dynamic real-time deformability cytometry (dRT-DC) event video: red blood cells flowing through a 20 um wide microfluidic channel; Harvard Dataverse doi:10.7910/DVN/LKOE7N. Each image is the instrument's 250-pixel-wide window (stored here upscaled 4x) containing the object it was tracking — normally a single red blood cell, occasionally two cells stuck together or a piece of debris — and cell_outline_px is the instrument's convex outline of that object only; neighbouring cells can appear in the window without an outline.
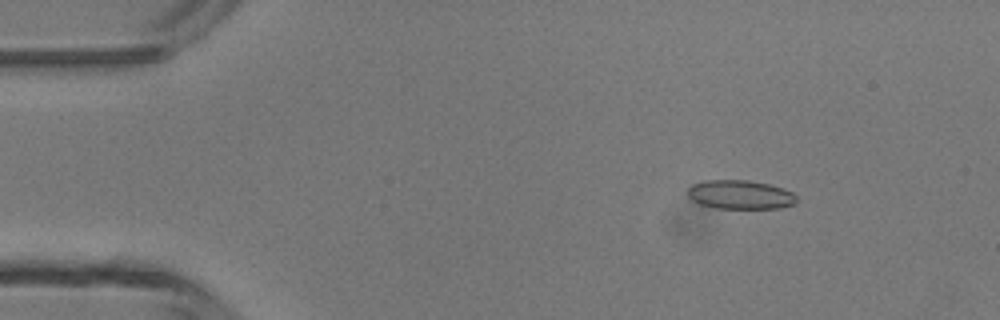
{"species": "common noctule bat (a hibernating species)", "species_latin": "Nyctalus noctula", "temperature_condition": "room temperature", "stored_images_in_passage": 4, "camera_frame_rate_fps": 3000, "um_per_image_px": 0.085, "animal": {"sex": "male", "body_mass_g": 13.3}, "frame": {"image": 1, "passage_image": 2, "time_ms": 1.0, "image_size_px": [1000, 320], "cell_outline_px": [[796, 204], [780, 208], [716, 208], [700, 204], [692, 200], [688, 196], [688, 188], [692, 184], [704, 180], [748, 180], [768, 184], [792, 192], [796, 196]], "centroid_in_image_um": [62.9, 16.54], "position_along_channel_um": 22.1, "area_um2": 18.32}}
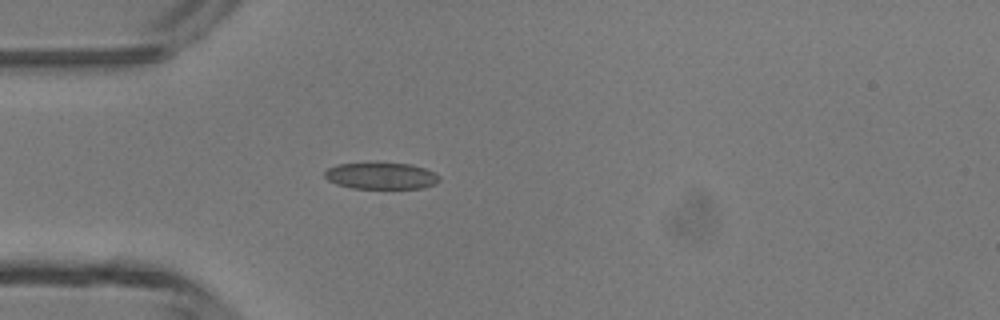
{"frame": {"image": 2, "passage_image": 4, "time_ms": 3.333, "image_size_px": [1000, 320], "cell_outline_px": [[440, 180], [436, 184], [424, 188], [352, 188], [336, 184], [328, 180], [324, 176], [324, 172], [328, 168], [336, 164], [412, 164], [424, 168], [440, 176]], "centroid_in_image_um": [32.4, 14.96], "position_along_channel_um": 52.6, "area_um2": 17.51}}